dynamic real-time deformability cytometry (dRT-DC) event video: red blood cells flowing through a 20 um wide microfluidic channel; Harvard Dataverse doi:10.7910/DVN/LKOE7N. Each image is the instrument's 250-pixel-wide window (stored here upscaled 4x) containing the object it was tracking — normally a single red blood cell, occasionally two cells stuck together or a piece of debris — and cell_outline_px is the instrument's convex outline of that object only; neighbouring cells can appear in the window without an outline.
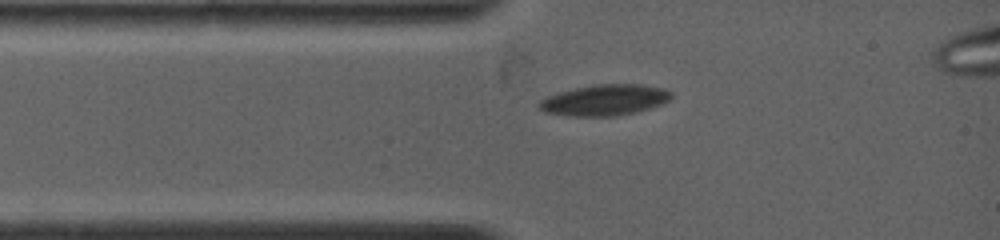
{"species": "common noctule bat (a hibernating species)", "species_latin": "Nyctalus noctula", "temperature_condition": "warm", "stored_images_in_passage": 3, "camera_frame_rate_fps": 4500, "um_per_image_px": 0.085, "animal": {"sex": "female", "body_mass_g": 19.0, "forearm_length_mm": 53.3}, "frame": {"image": 1, "passage_image": 1, "time_ms": 0.0, "image_size_px": [1000, 240], "cell_outline_px": [[672, 96], [664, 104], [652, 108], [636, 112], [612, 116], [568, 116], [544, 112], [536, 104], [540, 100], [548, 96], [560, 92], [576, 88], [596, 84], [644, 84], [664, 88], [672, 92]], "centroid_in_image_um": [51.43, 8.5], "position_along_channel_um": 33.6, "area_um2": 23.99}}
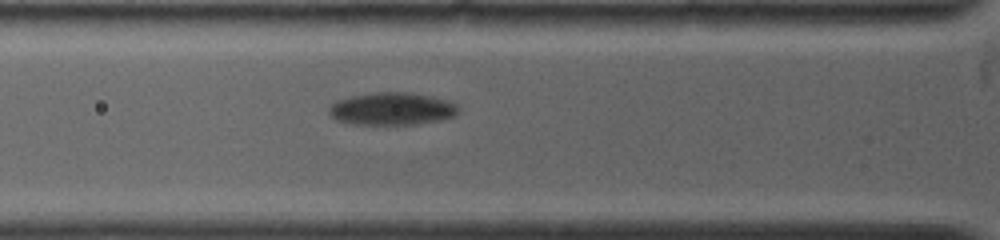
{"frame": {"image": 2, "passage_image": 3, "time_ms": 1.778, "image_size_px": [1000, 240], "cell_outline_px": [[460, 108], [452, 116], [436, 120], [412, 124], [356, 124], [336, 120], [328, 112], [328, 108], [336, 100], [352, 96], [376, 92], [408, 92], [432, 96], [448, 100], [456, 104]], "centroid_in_image_um": [33.28, 9.23], "position_along_channel_um": 92.5, "area_um2": 24.28}}